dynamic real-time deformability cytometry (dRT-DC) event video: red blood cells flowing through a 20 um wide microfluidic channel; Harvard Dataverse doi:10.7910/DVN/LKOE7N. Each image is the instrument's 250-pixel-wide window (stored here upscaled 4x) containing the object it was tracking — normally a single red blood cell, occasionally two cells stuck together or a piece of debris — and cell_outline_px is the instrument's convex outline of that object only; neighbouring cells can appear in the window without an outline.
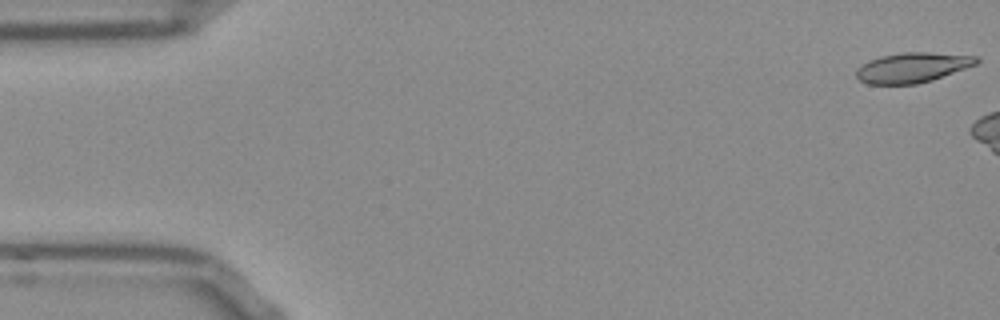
{"species": "Egyptian fruit bat (a non-hibernating species)", "species_latin": "Rousettus aegyptiacus", "temperature_condition": "room temperature", "stored_images_in_passage": 13, "camera_frame_rate_fps": 3000, "um_per_image_px": 0.085, "frame": {"image": 1, "passage_image": 1, "time_ms": 0.0, "image_size_px": [1000, 320], "cell_outline_px": [[980, 60], [976, 64], [932, 80], [916, 84], [868, 84], [860, 80], [856, 76], [856, 68], [868, 60], [880, 56], [900, 52], [928, 52], [980, 56]], "centroid_in_image_um": [77.54, 5.73], "position_along_channel_um": 7.5, "area_um2": 21.1}}